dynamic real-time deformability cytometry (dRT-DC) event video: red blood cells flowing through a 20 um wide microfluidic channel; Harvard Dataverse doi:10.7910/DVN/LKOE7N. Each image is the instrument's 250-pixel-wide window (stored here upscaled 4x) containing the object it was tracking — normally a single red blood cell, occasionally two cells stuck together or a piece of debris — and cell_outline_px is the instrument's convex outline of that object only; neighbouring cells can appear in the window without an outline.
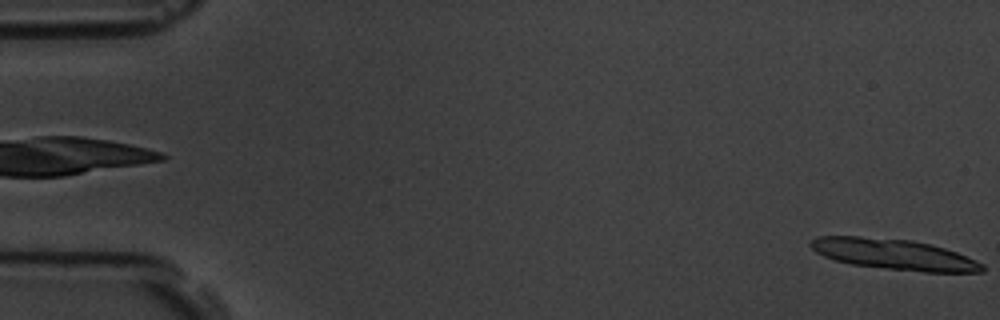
{"species": "common noctule bat (a hibernating species)", "species_latin": "Nyctalus noctula", "temperature_condition": "room temperature", "stored_images_in_passage": 5, "camera_frame_rate_fps": 3000, "um_per_image_px": 0.085, "animal": {"sex": "male", "body_mass_g": 19.5, "forearm_length_mm": 54.6}, "frame": {"image": 1, "passage_image": 5, "time_ms": 5.333, "image_size_px": [1000, 320], "cell_outline_px": [[984, 272], [924, 272], [852, 264], [836, 260], [824, 256], [816, 252], [808, 244], [816, 236], [860, 236], [912, 240], [932, 244], [956, 252], [976, 260], [984, 264]], "centroid_in_image_um": [76.0, 21.61], "position_along_channel_um": 9.0, "area_um2": 30.58}}